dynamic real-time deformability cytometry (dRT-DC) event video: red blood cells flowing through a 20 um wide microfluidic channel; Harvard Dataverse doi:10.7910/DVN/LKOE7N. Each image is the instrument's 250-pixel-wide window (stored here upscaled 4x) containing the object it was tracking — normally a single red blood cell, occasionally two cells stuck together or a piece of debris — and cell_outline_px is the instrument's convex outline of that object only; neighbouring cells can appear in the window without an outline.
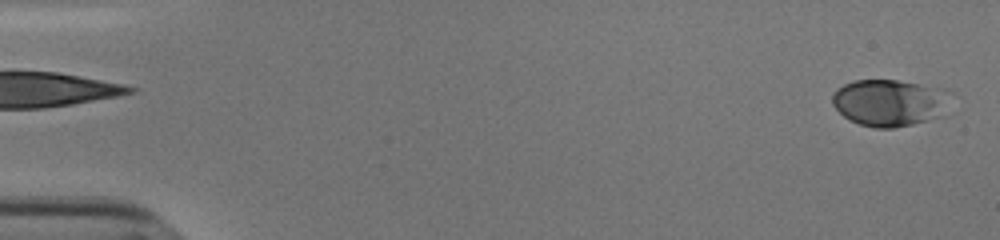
{"species": "human", "species_latin": "Homo sapiens", "temperature_condition": "cold", "stored_images_in_passage": 54, "camera_frame_rate_fps": 3000, "um_per_image_px": 0.085, "donor": {"sex": "male"}, "frame": {"image": 1, "passage_image": 2, "time_ms": 0.333, "image_size_px": [1000, 240], "cell_outline_px": [[952, 92], [944, 116], [912, 124], [892, 128], [876, 128], [860, 124], [848, 120], [832, 104], [832, 96], [836, 88], [852, 80], [896, 80], [948, 88]], "centroid_in_image_um": [75.66, 8.71], "position_along_channel_um": 9.3, "area_um2": 32.89}}
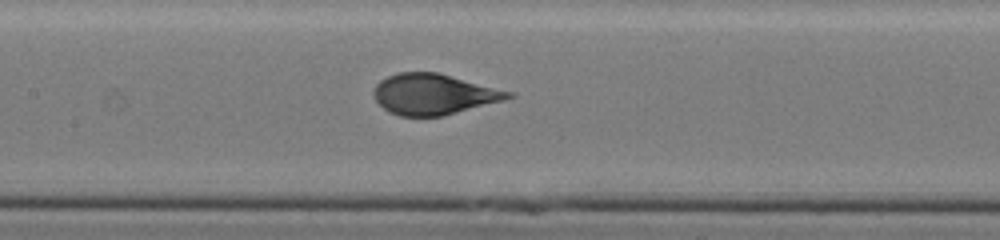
{"frame": {"image": 2, "passage_image": 27, "time_ms": 8.667, "image_size_px": [1000, 240], "cell_outline_px": [[516, 96], [504, 100], [440, 116], [400, 116], [388, 112], [376, 100], [372, 92], [376, 84], [380, 80], [396, 72], [440, 72], [516, 92]], "centroid_in_image_um": [36.9, 7.98], "position_along_channel_um": 170.5, "area_um2": 32.19}}
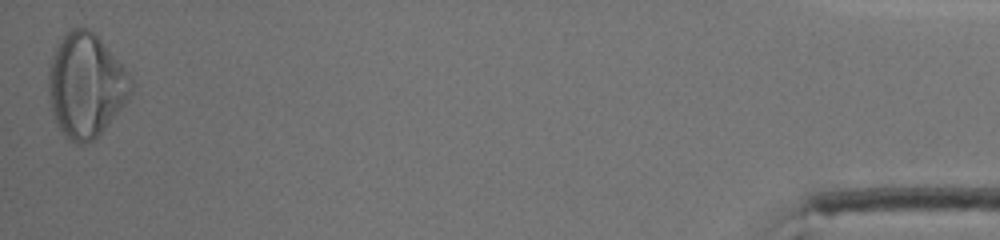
{"frame": {"image": 3, "passage_image": 54, "time_ms": 17.667, "image_size_px": [1000, 240], "cell_outline_px": [[132, 92], [128, 100], [104, 128], [92, 140], [84, 144], [76, 144], [56, 124], [52, 112], [48, 96], [48, 68], [52, 56], [60, 40], [72, 28], [88, 28], [96, 32], [128, 72], [132, 80]], "centroid_in_image_um": [7.3, 7.22], "position_along_channel_um": 427.9, "area_um2": 49.77}, "authors_computed_cell_mechanics": {"area_um2": 32.5414, "velocity_mm_per_s": 3.8271, "shape_relaxation_time_tau1_ms": 6.0017, "shape_relaxation_time_tau2_ms": null, "deformation_change_tau1": 0.1959, "deformation_change_tau2": null}}